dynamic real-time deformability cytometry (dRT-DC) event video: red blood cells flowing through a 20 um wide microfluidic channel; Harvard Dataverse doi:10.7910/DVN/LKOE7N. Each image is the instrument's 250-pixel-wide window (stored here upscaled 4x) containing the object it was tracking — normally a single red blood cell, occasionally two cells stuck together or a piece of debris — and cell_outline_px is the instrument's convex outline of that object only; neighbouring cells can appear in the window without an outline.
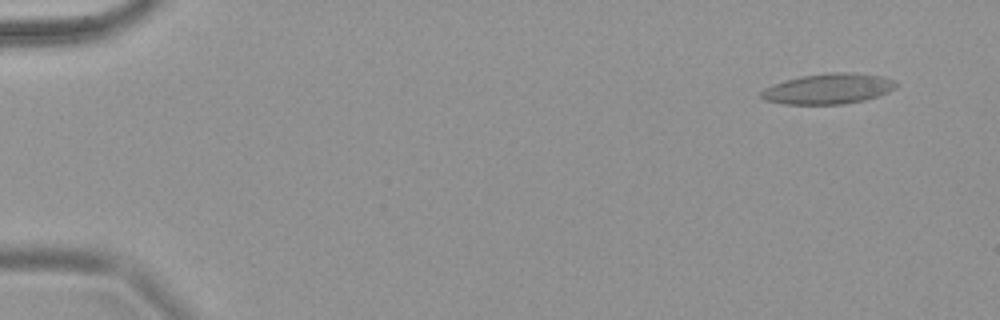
{"species": "common noctule bat (a hibernating species)", "species_latin": "Nyctalus noctula", "temperature_condition": "warm", "stored_images_in_passage": 8, "camera_frame_rate_fps": 3000, "um_per_image_px": 0.085, "animal": {"sex": "female", "body_mass_g": 18.4}, "frame": {"image": 1, "passage_image": 2, "time_ms": 0.333, "image_size_px": [1000, 320], "cell_outline_px": [[896, 88], [888, 92], [864, 100], [844, 104], [784, 104], [764, 100], [760, 96], [760, 92], [764, 88], [772, 84], [800, 76], [828, 72], [852, 72], [880, 76], [892, 80], [896, 84]], "centroid_in_image_um": [70.36, 7.54], "position_along_channel_um": 14.6, "area_um2": 23.93}}
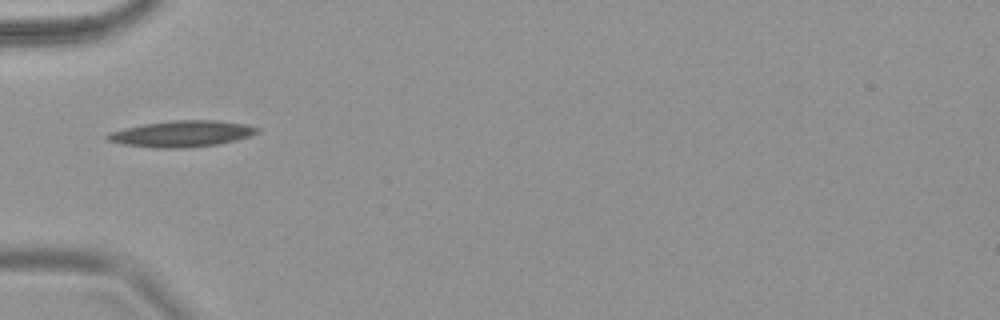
{"frame": {"image": 2, "passage_image": 7, "time_ms": 2.0, "image_size_px": [1000, 320], "cell_outline_px": [[260, 132], [236, 140], [220, 144], [184, 148], [156, 148], [124, 144], [108, 140], [104, 136], [108, 132], [124, 128], [144, 124], [172, 120], [216, 120], [244, 124], [260, 128]], "centroid_in_image_um": [15.45, 11.37], "position_along_channel_um": 69.5, "area_um2": 22.89}}